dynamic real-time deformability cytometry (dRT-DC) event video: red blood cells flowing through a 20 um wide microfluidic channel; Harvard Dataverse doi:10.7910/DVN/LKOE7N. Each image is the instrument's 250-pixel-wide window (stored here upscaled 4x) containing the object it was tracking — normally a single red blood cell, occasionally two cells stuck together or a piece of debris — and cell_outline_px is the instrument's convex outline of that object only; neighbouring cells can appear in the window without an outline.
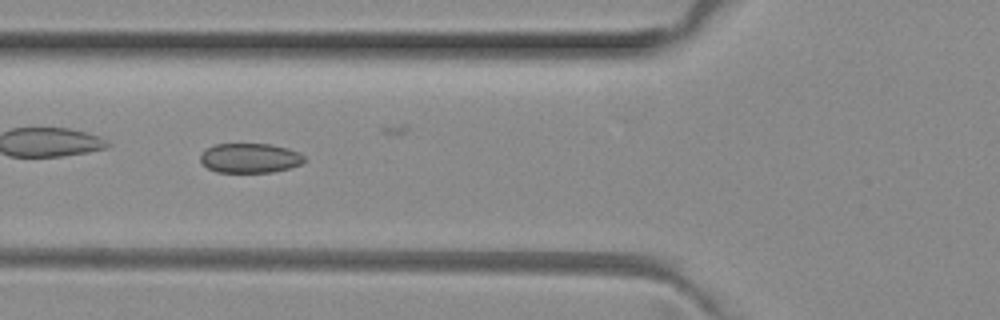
{"species": "common noctule bat (a hibernating species)", "species_latin": "Nyctalus noctula", "temperature_condition": "room temperature", "stored_images_in_passage": 6, "camera_frame_rate_fps": 3000, "um_per_image_px": 0.085, "animal": {"sex": "female", "body_mass_g": 29.2, "forearm_length_mm": 56.3}, "frame": {"image": 1, "passage_image": 5, "time_ms": 1.333, "image_size_px": [1000, 320], "cell_outline_px": [[304, 160], [300, 164], [288, 168], [272, 172], [216, 172], [208, 168], [200, 160], [200, 156], [208, 148], [216, 144], [272, 144], [288, 148], [300, 152], [304, 156]], "centroid_in_image_um": [21.26, 13.43], "position_along_channel_um": 104.5, "area_um2": 17.8}}
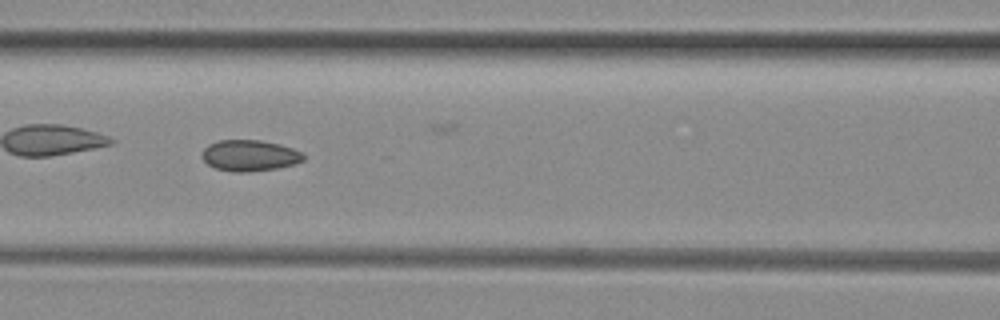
{"frame": {"image": 2, "passage_image": 6, "time_ms": 1.667, "image_size_px": [1000, 320], "cell_outline_px": [[304, 160], [292, 164], [276, 168], [248, 172], [232, 172], [216, 168], [208, 164], [200, 156], [204, 148], [208, 144], [220, 140], [260, 140], [280, 144], [304, 152]], "centroid_in_image_um": [21.21, 13.21], "position_along_channel_um": 145.4, "area_um2": 18.44}}